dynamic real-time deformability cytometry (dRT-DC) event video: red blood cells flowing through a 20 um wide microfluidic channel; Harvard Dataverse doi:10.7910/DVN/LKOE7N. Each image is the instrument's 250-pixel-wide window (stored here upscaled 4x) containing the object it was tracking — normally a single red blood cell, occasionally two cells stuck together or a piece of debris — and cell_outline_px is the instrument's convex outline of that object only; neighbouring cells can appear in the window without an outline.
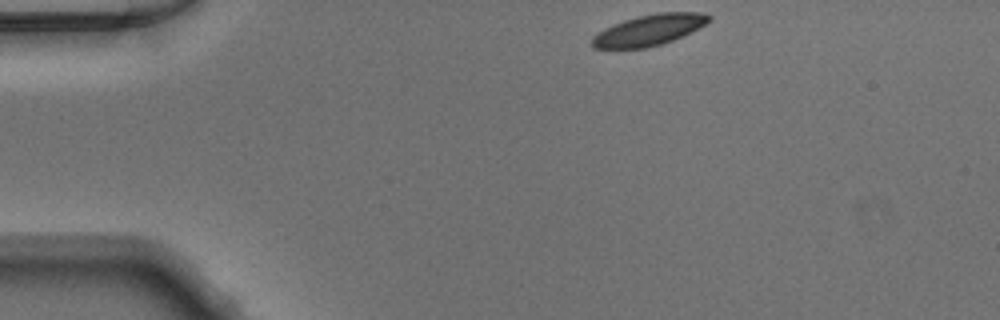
{"species": "Egyptian fruit bat (a non-hibernating species)", "species_latin": "Rousettus aegyptiacus", "temperature_condition": "warm", "stored_images_in_passage": 42, "camera_frame_rate_fps": 3000, "um_per_image_px": 0.085, "animal": {"sex": "male"}, "frame": {"image": 1, "passage_image": 1, "time_ms": 0.0, "image_size_px": [1000, 320], "cell_outline_px": [[712, 16], [704, 24], [672, 40], [660, 44], [644, 48], [592, 48], [592, 36], [604, 28], [624, 20], [656, 12], [700, 12]], "centroid_in_image_um": [55.12, 2.54], "position_along_channel_um": 29.9, "area_um2": 20.58}}
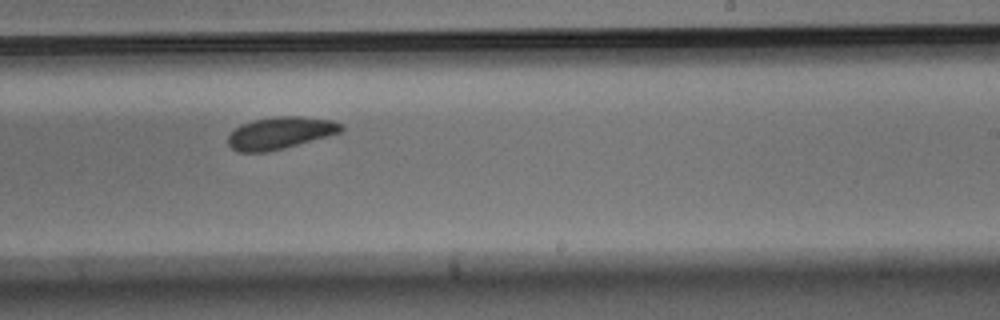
{"frame": {"image": 2, "passage_image": 23, "time_ms": 7.333, "image_size_px": [1000, 320], "cell_outline_px": [[344, 132], [284, 148], [268, 152], [236, 152], [228, 144], [228, 136], [240, 124], [252, 120], [276, 116], [300, 116], [332, 120], [344, 124]], "centroid_in_image_um": [23.85, 11.3], "position_along_channel_um": 265.1, "area_um2": 21.44}}
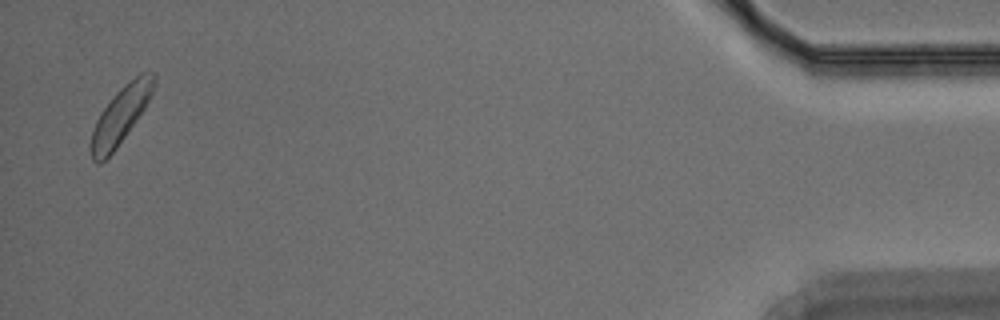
{"frame": {"image": 3, "passage_image": 41, "time_ms": 13.333, "image_size_px": [1000, 320], "cell_outline_px": [[156, 80], [152, 92], [144, 108], [116, 148], [100, 164], [96, 164], [92, 160], [88, 148], [88, 144], [96, 120], [100, 112], [116, 92], [124, 84], [140, 72], [152, 72], [156, 76]], "centroid_in_image_um": [10.2, 9.82], "position_along_channel_um": 425.0, "area_um2": 20.81}}